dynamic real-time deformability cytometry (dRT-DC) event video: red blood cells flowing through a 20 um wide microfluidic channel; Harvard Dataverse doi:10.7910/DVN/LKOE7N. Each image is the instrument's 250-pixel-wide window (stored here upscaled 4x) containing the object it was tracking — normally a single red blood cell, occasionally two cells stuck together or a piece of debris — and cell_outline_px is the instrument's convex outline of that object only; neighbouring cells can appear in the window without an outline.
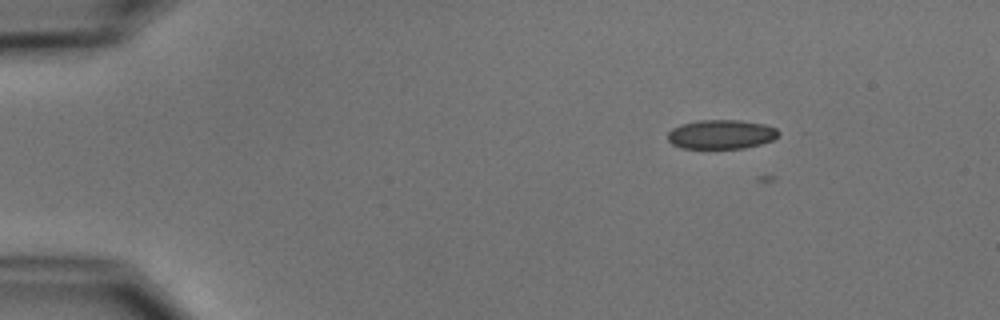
{"species": "common noctule bat (a hibernating species)", "species_latin": "Nyctalus noctula", "temperature_condition": "cold", "stored_images_in_passage": 3, "camera_frame_rate_fps": 3000, "um_per_image_px": 0.085, "animal": {"sex": "male", "body_mass_g": 15.6}, "frame": {"image": 1, "passage_image": 2, "time_ms": 0.333, "image_size_px": [1000, 320], "cell_outline_px": [[780, 132], [772, 140], [760, 144], [744, 148], [680, 148], [672, 144], [668, 140], [668, 132], [672, 128], [680, 124], [696, 120], [740, 120], [764, 124], [776, 128]], "centroid_in_image_um": [61.27, 11.41], "position_along_channel_um": 23.7, "area_um2": 18.9}}